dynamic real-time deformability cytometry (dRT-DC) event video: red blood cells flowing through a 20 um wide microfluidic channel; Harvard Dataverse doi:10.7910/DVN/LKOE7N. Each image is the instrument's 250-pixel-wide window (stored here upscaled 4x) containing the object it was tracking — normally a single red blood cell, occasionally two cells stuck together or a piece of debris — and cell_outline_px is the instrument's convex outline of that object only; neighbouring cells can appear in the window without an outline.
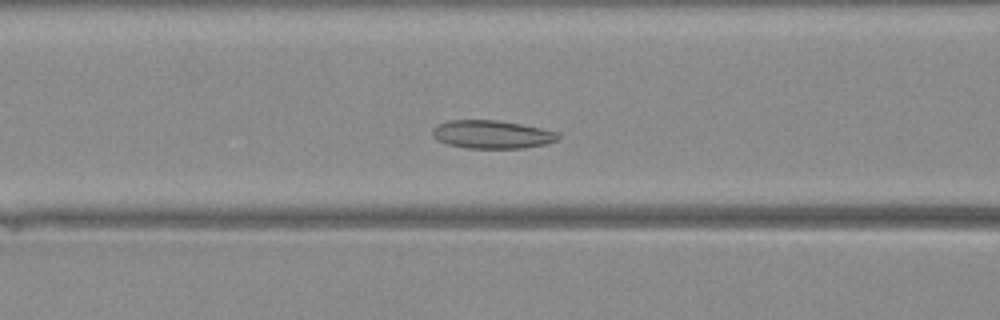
{"species": "Egyptian fruit bat (a non-hibernating species)", "species_latin": "Rousettus aegyptiacus", "temperature_condition": "warm", "stored_images_in_passage": 42, "camera_frame_rate_fps": 3000, "um_per_image_px": 0.085, "animal": {"sex": "female"}, "frame": {"image": 1, "passage_image": 17, "time_ms": 5.333, "image_size_px": [1000, 320], "cell_outline_px": [[560, 136], [556, 140], [544, 144], [524, 148], [468, 148], [448, 144], [436, 140], [432, 136], [432, 128], [448, 120], [496, 120], [520, 124], [560, 132]], "centroid_in_image_um": [41.8, 11.42], "position_along_channel_um": 124.8, "area_um2": 20.58}}
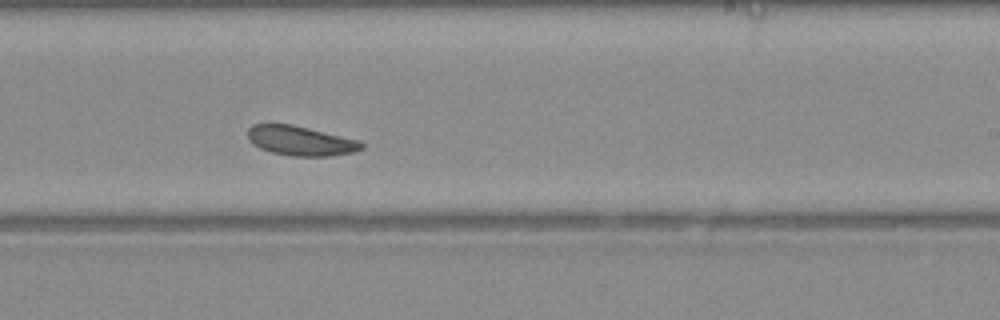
{"frame": {"image": 2, "passage_image": 26, "time_ms": 8.333, "image_size_px": [1000, 320], "cell_outline_px": [[364, 148], [356, 152], [328, 156], [292, 156], [272, 152], [260, 148], [252, 144], [248, 140], [248, 128], [252, 124], [292, 124], [360, 140], [364, 144]], "centroid_in_image_um": [25.56, 11.96], "position_along_channel_um": 263.4, "area_um2": 19.77}}
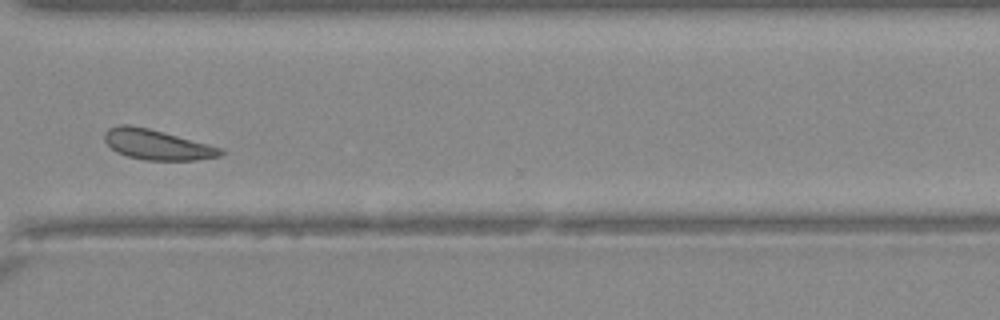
{"frame": {"image": 3, "passage_image": 32, "time_ms": 10.333, "image_size_px": [1000, 320], "cell_outline_px": [[224, 152], [220, 156], [196, 160], [144, 160], [128, 156], [116, 152], [104, 140], [104, 132], [108, 128], [120, 124], [128, 124], [148, 128], [224, 148]], "centroid_in_image_um": [13.34, 12.29], "position_along_channel_um": 357.3, "area_um2": 20.4}}